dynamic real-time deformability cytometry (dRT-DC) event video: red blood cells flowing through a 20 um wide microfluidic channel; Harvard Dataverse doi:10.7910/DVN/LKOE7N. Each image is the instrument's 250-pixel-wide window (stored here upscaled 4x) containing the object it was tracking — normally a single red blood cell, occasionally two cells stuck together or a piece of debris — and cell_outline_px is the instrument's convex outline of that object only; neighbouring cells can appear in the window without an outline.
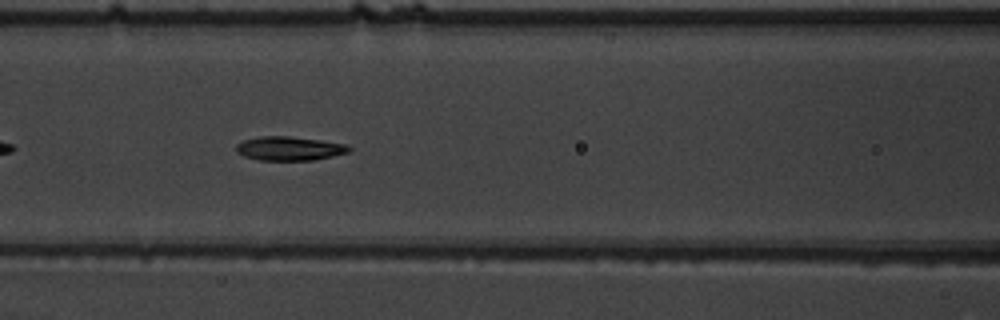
{"species": "common noctule bat (a hibernating species)", "species_latin": "Nyctalus noctula", "temperature_condition": "warm", "stored_images_in_passage": 37, "camera_frame_rate_fps": 3000, "um_per_image_px": 0.085, "animal": {"sex": "male", "body_mass_g": 19.5, "forearm_length_mm": 54.6}, "frame": {"image": 1, "passage_image": 9, "time_ms": 2.667, "image_size_px": [1000, 320], "cell_outline_px": [[352, 148], [348, 152], [332, 156], [312, 160], [260, 160], [244, 156], [236, 152], [236, 144], [244, 140], [260, 136], [288, 136], [320, 140], [348, 144]], "centroid_in_image_um": [24.59, 12.61], "position_along_channel_um": 142.0, "area_um2": 15.72}}
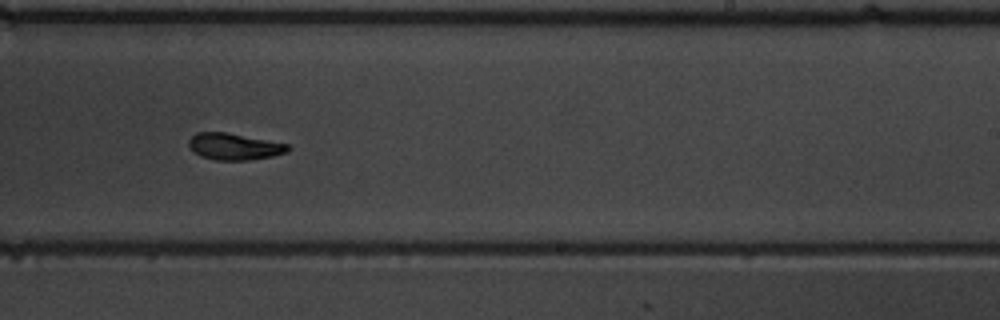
{"frame": {"image": 2, "passage_image": 19, "time_ms": 6.0, "image_size_px": [1000, 320], "cell_outline_px": [[292, 148], [288, 152], [272, 156], [248, 160], [216, 160], [200, 156], [188, 144], [188, 140], [196, 132], [224, 132], [288, 144]], "centroid_in_image_um": [19.92, 12.46], "position_along_channel_um": 269.1, "area_um2": 15.2}}
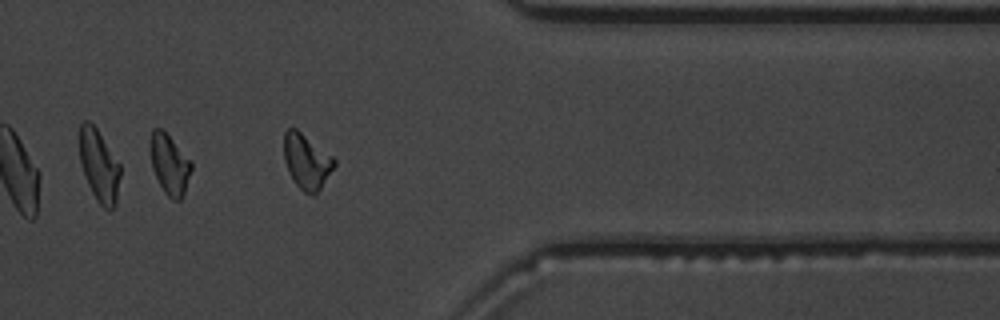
{"frame": {"image": 3, "passage_image": 29, "time_ms": 9.333, "image_size_px": [1000, 320], "cell_outline_px": [[336, 164], [320, 188], [312, 196], [304, 192], [296, 184], [288, 172], [284, 160], [284, 132], [288, 128], [296, 128], [332, 156], [336, 160]], "centroid_in_image_um": [26.04, 13.71], "position_along_channel_um": 385.4, "area_um2": 15.95}, "authors_computed_cell_mechanics": {"area_um2": 15.5482, "velocity_mm_per_s": 3.8196, "shape_relaxation_time_tau1_ms": 3.3213, "shape_relaxation_time_tau2_ms": 3.6266, "deformation_change_tau1": 0.173, "deformation_change_tau2": 0.0996}}